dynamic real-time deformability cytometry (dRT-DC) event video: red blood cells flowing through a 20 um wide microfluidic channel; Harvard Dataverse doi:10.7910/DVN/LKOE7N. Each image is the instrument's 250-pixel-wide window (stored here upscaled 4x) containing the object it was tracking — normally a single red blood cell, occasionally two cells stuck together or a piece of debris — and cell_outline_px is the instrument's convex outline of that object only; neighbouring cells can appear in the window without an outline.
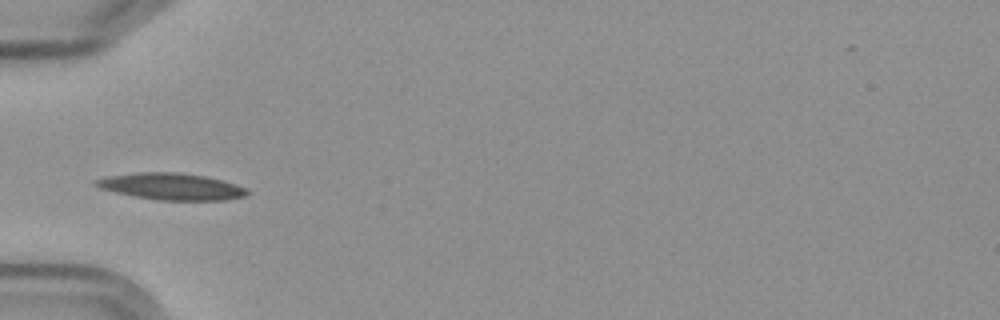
{"species": "Egyptian fruit bat (a non-hibernating species)", "species_latin": "Rousettus aegyptiacus", "temperature_condition": "cold", "stored_images_in_passage": 7, "camera_frame_rate_fps": 3000, "um_per_image_px": 0.085, "frame": {"image": 1, "passage_image": 4, "time_ms": 4.333, "image_size_px": [1000, 320], "cell_outline_px": [[248, 196], [224, 200], [156, 200], [132, 196], [100, 188], [92, 184], [92, 180], [108, 176], [136, 172], [176, 172], [204, 176], [224, 180], [248, 188]], "centroid_in_image_um": [14.57, 15.85], "position_along_channel_um": 70.4, "area_um2": 23.76}}
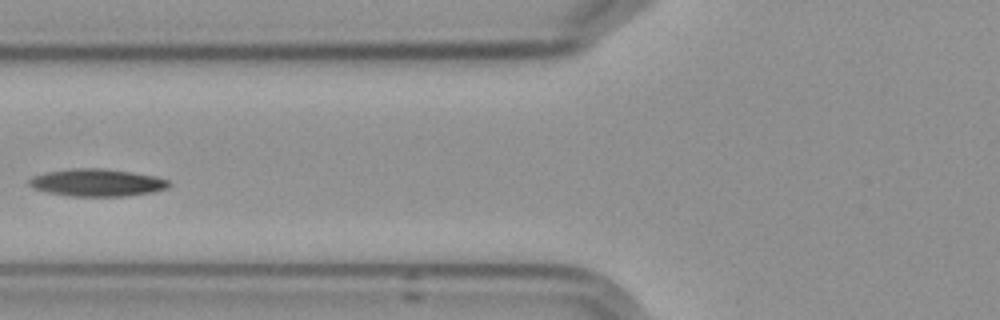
{"frame": {"image": 2, "passage_image": 5, "time_ms": 5.667, "image_size_px": [1000, 320], "cell_outline_px": [[172, 184], [168, 188], [152, 192], [124, 196], [68, 196], [48, 192], [32, 188], [28, 184], [28, 180], [32, 176], [48, 172], [76, 168], [100, 168], [132, 172], [156, 176], [168, 180]], "centroid_in_image_um": [8.26, 15.52], "position_along_channel_um": 117.5, "area_um2": 22.31}}
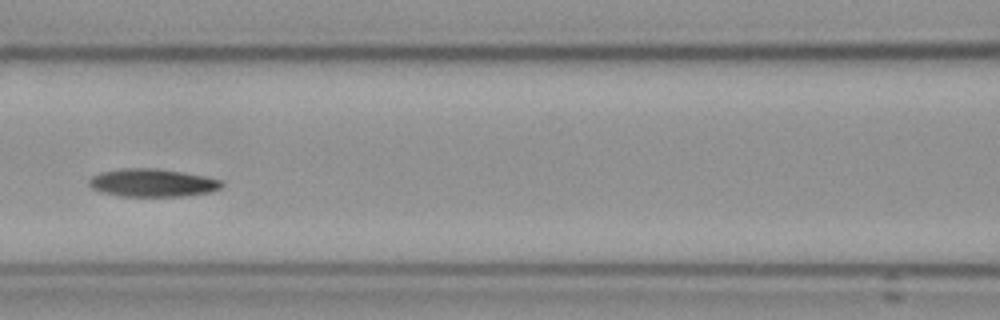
{"frame": {"image": 3, "passage_image": 6, "time_ms": 6.667, "image_size_px": [1000, 320], "cell_outline_px": [[224, 184], [220, 188], [212, 192], [184, 196], [120, 196], [100, 192], [92, 188], [88, 184], [88, 180], [92, 176], [100, 172], [120, 168], [156, 168], [204, 176], [224, 180]], "centroid_in_image_um": [12.95, 15.54], "position_along_channel_um": 153.6, "area_um2": 21.79}}